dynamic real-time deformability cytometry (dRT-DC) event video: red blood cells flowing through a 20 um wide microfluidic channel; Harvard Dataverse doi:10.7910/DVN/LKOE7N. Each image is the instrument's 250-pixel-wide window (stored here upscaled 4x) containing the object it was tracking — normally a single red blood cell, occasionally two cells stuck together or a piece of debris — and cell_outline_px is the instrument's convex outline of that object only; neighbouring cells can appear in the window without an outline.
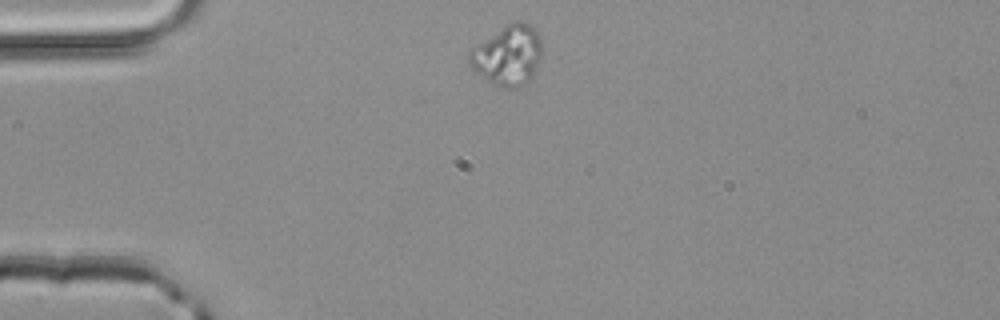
{"species": "common noctule bat (a hibernating species)", "species_latin": "Nyctalus noctula", "temperature_condition": "room temperature", "stored_images_in_passage": 33, "camera_frame_rate_fps": 3000, "um_per_image_px": 0.085, "animal": {"sex": "male", "body_mass_g": 20.4}, "frame": {"image": 1, "passage_image": 1, "time_ms": 0.0, "image_size_px": [1000, 320], "cell_outline_px": [[540, 56], [536, 72], [528, 84], [512, 88], [500, 88], [492, 84], [480, 76], [468, 64], [468, 52], [472, 48], [508, 24], [516, 20], [520, 20], [532, 24], [540, 40]], "centroid_in_image_um": [43.16, 4.74], "position_along_channel_um": 41.8, "area_um2": 25.49}}
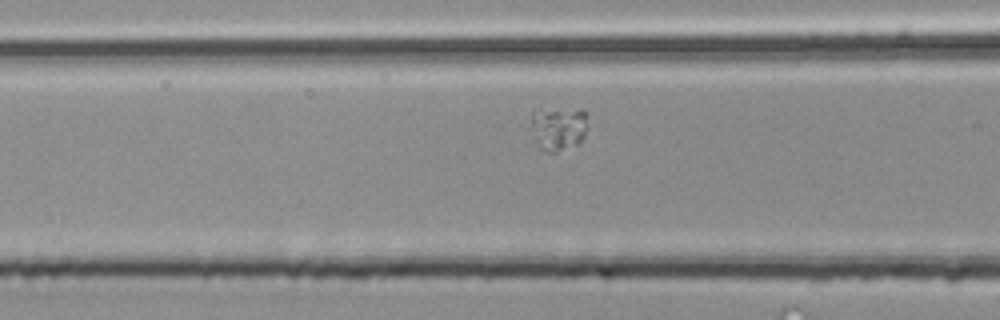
{"frame": {"image": 2, "passage_image": 9, "time_ms": 2.667, "image_size_px": [1000, 320], "cell_outline_px": [[588, 116], [584, 136], [576, 144], [556, 152], [548, 152], [540, 148], [532, 128], [532, 112], [540, 108], [580, 108], [588, 112]], "centroid_in_image_um": [47.5, 10.83], "position_along_channel_um": 119.1, "area_um2": 14.62}}
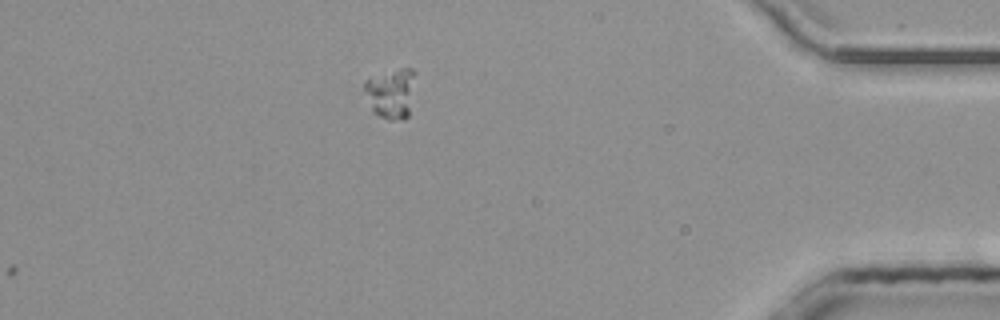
{"frame": {"image": 3, "passage_image": 33, "time_ms": 10.667, "image_size_px": [1000, 320], "cell_outline_px": [[416, 72], [408, 116], [404, 120], [388, 120], [372, 112], [364, 88], [364, 84], [368, 80], [400, 68], [412, 68]], "centroid_in_image_um": [33.27, 7.96], "position_along_channel_um": 401.9, "area_um2": 14.51}}